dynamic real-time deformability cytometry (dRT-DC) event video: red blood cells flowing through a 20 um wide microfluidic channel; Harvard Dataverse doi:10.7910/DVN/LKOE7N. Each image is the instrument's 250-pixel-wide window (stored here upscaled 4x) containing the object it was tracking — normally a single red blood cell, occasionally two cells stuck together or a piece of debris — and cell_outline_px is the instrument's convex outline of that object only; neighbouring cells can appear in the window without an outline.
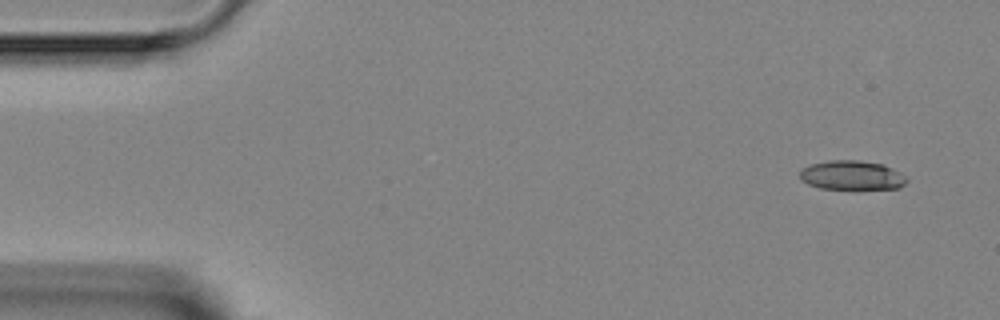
{"species": "Egyptian fruit bat (a non-hibernating species)", "species_latin": "Rousettus aegyptiacus", "temperature_condition": "room temperature", "stored_images_in_passage": 5, "camera_frame_rate_fps": 3000, "um_per_image_px": 0.085, "animal": {"sex": "female"}, "frame": {"image": 1, "passage_image": 1, "time_ms": 0.0, "image_size_px": [1000, 320], "cell_outline_px": [[908, 180], [900, 188], [820, 188], [808, 184], [800, 180], [800, 172], [804, 168], [812, 164], [828, 160], [860, 160], [884, 164], [892, 168], [904, 176]], "centroid_in_image_um": [72.4, 14.88], "position_along_channel_um": 12.6, "area_um2": 17.98}}